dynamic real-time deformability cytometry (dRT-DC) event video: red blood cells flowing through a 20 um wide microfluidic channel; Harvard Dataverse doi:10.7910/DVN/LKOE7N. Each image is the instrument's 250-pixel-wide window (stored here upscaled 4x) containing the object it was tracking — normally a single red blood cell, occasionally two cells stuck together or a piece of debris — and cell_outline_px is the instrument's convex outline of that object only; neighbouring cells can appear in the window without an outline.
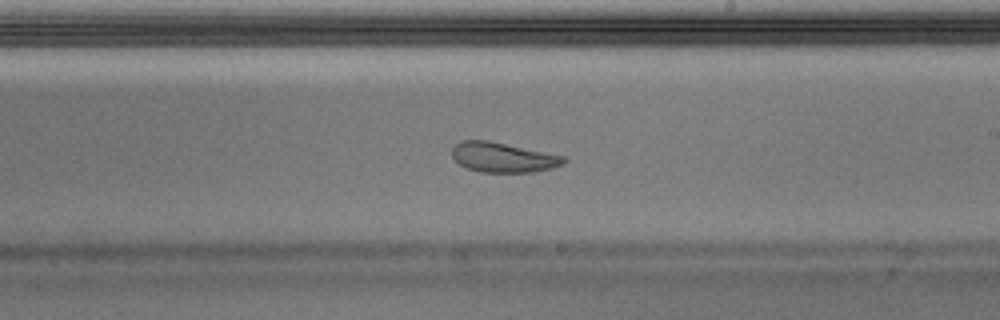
{"species": "Egyptian fruit bat (a non-hibernating species)", "species_latin": "Rousettus aegyptiacus", "temperature_condition": "warm", "stored_images_in_passage": 51, "segment_of_instrument_passage": [1, 2], "camera_frame_rate_fps": 3000, "um_per_image_px": 0.085, "animal": {"sex": "male"}, "frame": {"image": 1, "passage_image": 30, "time_ms": 9.667, "image_size_px": [1000, 320], "cell_outline_px": [[568, 160], [564, 164], [536, 172], [480, 172], [468, 168], [460, 164], [452, 156], [452, 148], [460, 140], [488, 140], [564, 156]], "centroid_in_image_um": [42.76, 13.37], "position_along_channel_um": 246.2, "area_um2": 19.36}}